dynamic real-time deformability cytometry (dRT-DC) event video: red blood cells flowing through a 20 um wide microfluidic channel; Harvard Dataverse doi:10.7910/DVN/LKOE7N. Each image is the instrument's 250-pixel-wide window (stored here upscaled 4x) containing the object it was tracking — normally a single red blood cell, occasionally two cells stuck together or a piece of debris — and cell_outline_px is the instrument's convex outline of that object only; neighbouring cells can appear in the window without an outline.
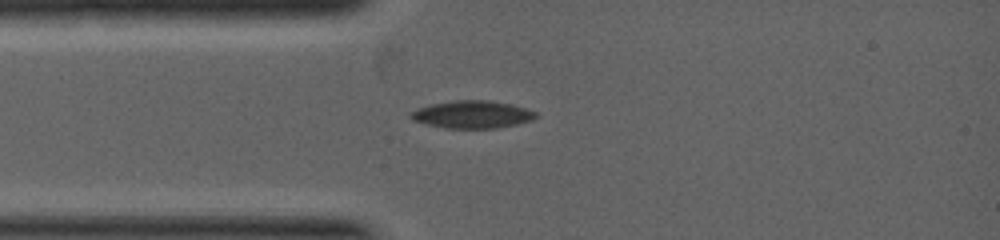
{"species": "common noctule bat (a hibernating species)", "species_latin": "Nyctalus noctula", "temperature_condition": "warm", "stored_images_in_passage": 18, "camera_frame_rate_fps": 5000, "um_per_image_px": 0.085, "animal": {"sex": "female", "body_mass_g": 19.0, "forearm_length_mm": 53.3}, "frame": {"image": 1, "passage_image": 1, "time_ms": 0.0, "image_size_px": [1000, 240], "cell_outline_px": [[536, 116], [532, 120], [516, 124], [496, 128], [444, 128], [424, 124], [412, 120], [408, 116], [408, 112], [432, 104], [452, 100], [488, 100], [512, 104], [536, 112]], "centroid_in_image_um": [40.08, 9.73], "position_along_channel_um": 44.9, "area_um2": 20.11}}
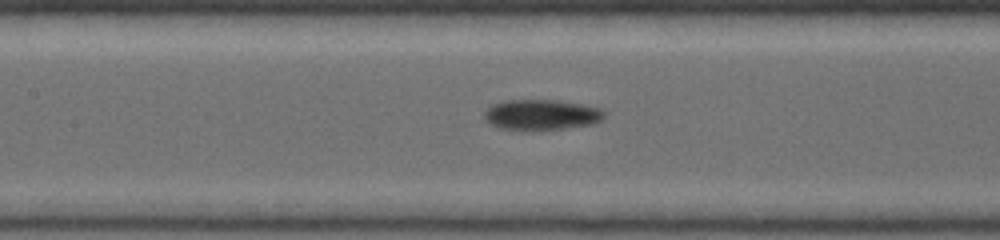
{"frame": {"image": 2, "passage_image": 8, "time_ms": 1.6, "image_size_px": [1000, 240], "cell_outline_px": [[604, 116], [600, 120], [592, 124], [564, 128], [524, 132], [500, 128], [492, 124], [484, 116], [484, 112], [492, 104], [504, 100], [560, 100], [600, 108], [604, 112]], "centroid_in_image_um": [45.99, 9.77], "position_along_channel_um": 161.4, "area_um2": 21.5}}
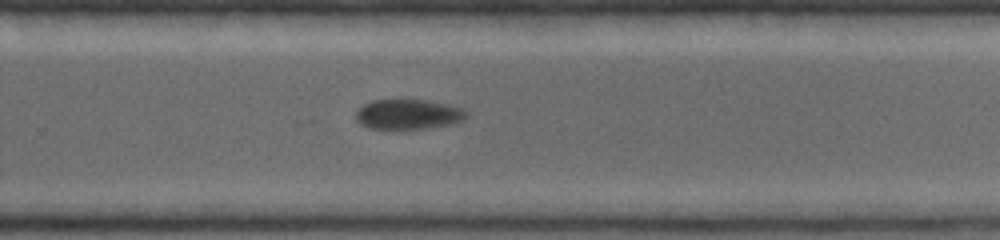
{"frame": {"image": 3, "passage_image": 16, "time_ms": 3.4, "image_size_px": [1000, 240], "cell_outline_px": [[468, 116], [460, 120], [448, 124], [420, 128], [368, 128], [360, 124], [356, 120], [356, 112], [364, 104], [372, 100], [424, 100], [448, 104], [464, 108], [468, 112]], "centroid_in_image_um": [34.68, 9.7], "position_along_channel_um": 295.1, "area_um2": 18.96}}